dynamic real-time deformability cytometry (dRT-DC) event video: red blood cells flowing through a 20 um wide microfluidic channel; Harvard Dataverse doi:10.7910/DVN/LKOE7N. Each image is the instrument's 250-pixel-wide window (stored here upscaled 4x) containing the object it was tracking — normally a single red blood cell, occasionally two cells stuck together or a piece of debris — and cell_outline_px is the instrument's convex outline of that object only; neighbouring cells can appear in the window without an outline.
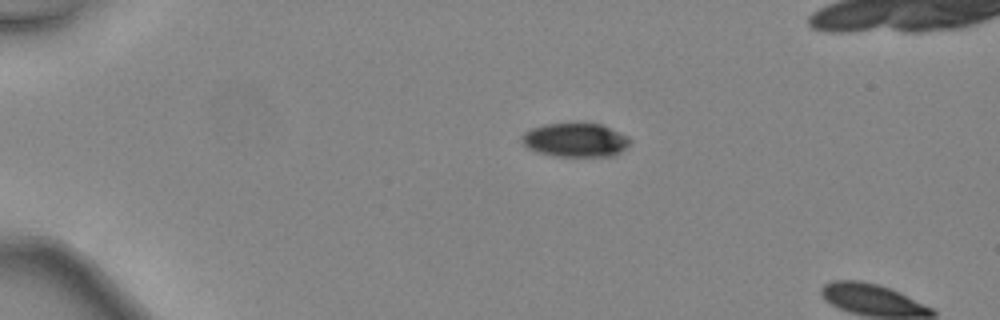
{"species": "common noctule bat (a hibernating species)", "species_latin": "Nyctalus noctula", "temperature_condition": "warm", "stored_images_in_passage": 4, "camera_frame_rate_fps": 3000, "um_per_image_px": 0.085, "animal": {"sex": "female", "body_mass_g": 24.6, "forearm_length_mm": 56.2}, "frame": {"image": 1, "passage_image": 1, "time_ms": 0.0, "image_size_px": [1000, 320], "cell_outline_px": [[628, 144], [620, 152], [612, 156], [556, 156], [540, 152], [528, 148], [524, 144], [520, 136], [524, 132], [532, 128], [544, 124], [600, 124], [628, 136]], "centroid_in_image_um": [48.88, 11.9], "position_along_channel_um": 36.1, "area_um2": 20.87}}